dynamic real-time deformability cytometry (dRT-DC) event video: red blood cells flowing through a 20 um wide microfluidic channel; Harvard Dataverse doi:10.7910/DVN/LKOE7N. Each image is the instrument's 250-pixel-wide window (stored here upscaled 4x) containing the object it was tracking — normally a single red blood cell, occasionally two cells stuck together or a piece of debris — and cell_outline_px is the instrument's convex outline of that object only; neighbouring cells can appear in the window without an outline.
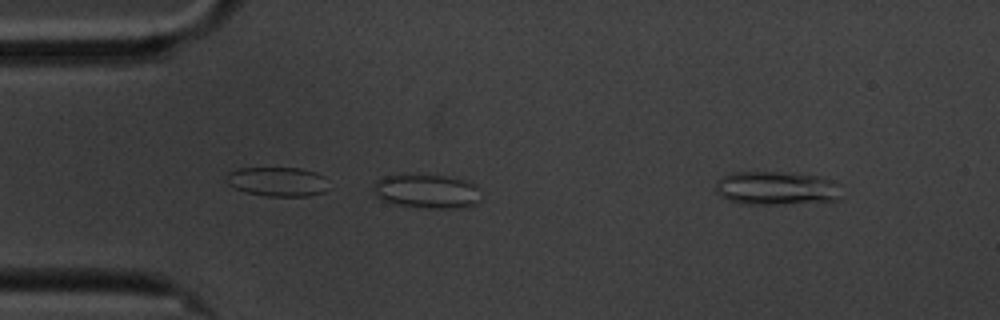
{"species": "common noctule bat (a hibernating species)", "species_latin": "Nyctalus noctula", "temperature_condition": "cold", "stored_images_in_passage": 3, "segment_of_instrument_passage": [1, 2], "camera_frame_rate_fps": 3000, "um_per_image_px": 0.085, "animal": {"sex": "male", "body_mass_g": 20.1, "forearm_length_mm": 53.5}, "frame": {"image": 1, "passage_image": 1, "time_ms": 0.0, "image_size_px": [1000, 320], "cell_outline_px": [[480, 200], [476, 204], [452, 208], [428, 208], [392, 204], [376, 196], [372, 192], [372, 184], [376, 180], [384, 176], [444, 176], [464, 180], [476, 184]], "centroid_in_image_um": [36.24, 16.28], "position_along_channel_um": 48.8, "area_um2": 21.04}}